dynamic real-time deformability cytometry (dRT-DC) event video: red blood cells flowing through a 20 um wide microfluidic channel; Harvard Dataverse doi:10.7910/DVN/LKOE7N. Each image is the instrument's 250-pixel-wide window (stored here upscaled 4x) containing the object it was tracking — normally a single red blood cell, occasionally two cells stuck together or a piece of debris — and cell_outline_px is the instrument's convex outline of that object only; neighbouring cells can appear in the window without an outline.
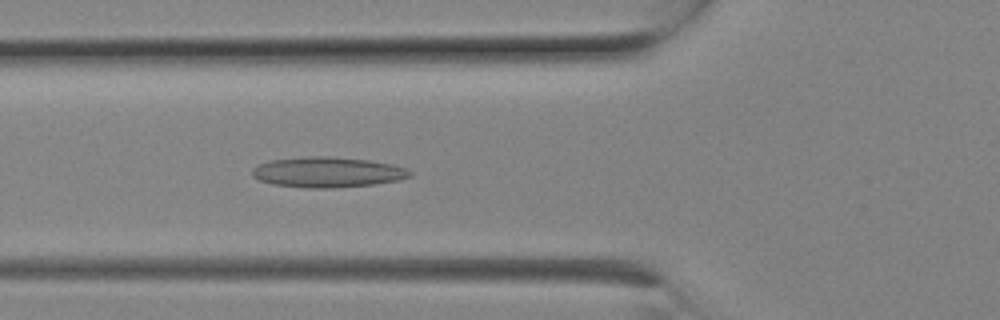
{"species": "Egyptian fruit bat (a non-hibernating species)", "species_latin": "Rousettus aegyptiacus", "temperature_condition": "room temperature", "stored_images_in_passage": 4, "camera_frame_rate_fps": 3000, "um_per_image_px": 0.085, "animal": {"sex": "female"}, "frame": {"image": 1, "passage_image": 4, "time_ms": 1.0, "image_size_px": [1000, 320], "cell_outline_px": [[412, 176], [400, 180], [372, 184], [332, 188], [304, 188], [272, 184], [260, 180], [252, 176], [252, 168], [256, 164], [268, 160], [304, 156], [328, 156], [368, 160], [392, 164], [404, 168], [412, 172]], "centroid_in_image_um": [27.79, 14.63], "position_along_channel_um": 98.0, "area_um2": 28.15}}